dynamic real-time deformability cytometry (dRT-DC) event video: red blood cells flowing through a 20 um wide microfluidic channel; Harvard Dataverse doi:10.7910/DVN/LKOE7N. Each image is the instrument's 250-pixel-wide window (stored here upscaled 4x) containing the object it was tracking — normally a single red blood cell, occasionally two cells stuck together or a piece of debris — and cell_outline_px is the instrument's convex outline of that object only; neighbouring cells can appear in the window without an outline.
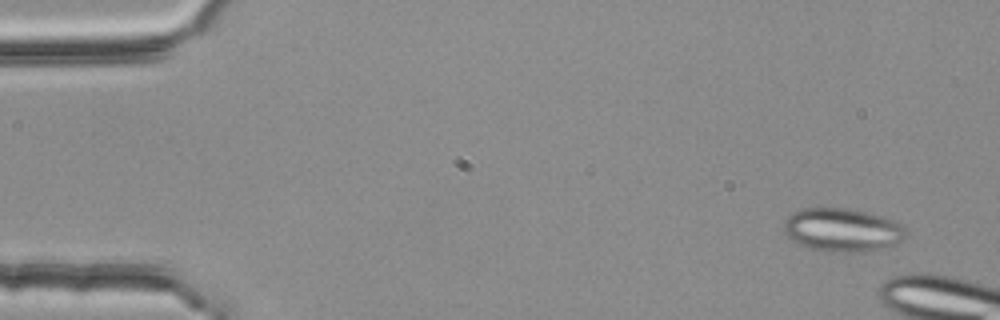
{"species": "common noctule bat (a hibernating species)", "species_latin": "Nyctalus noctula", "temperature_condition": "room temperature", "stored_images_in_passage": 4, "camera_frame_rate_fps": 3000, "um_per_image_px": 0.085, "animal": {"sex": "female", "body_mass_g": 25.1}, "frame": {"image": 1, "passage_image": 1, "time_ms": 0.0, "image_size_px": [1000, 320], "cell_outline_px": [[908, 236], [896, 244], [864, 252], [828, 252], [812, 248], [800, 244], [792, 240], [784, 232], [784, 220], [792, 212], [800, 208], [848, 208], [868, 212], [884, 216], [896, 220], [904, 224]], "centroid_in_image_um": [71.64, 19.53], "position_along_channel_um": 13.4, "area_um2": 31.33}}